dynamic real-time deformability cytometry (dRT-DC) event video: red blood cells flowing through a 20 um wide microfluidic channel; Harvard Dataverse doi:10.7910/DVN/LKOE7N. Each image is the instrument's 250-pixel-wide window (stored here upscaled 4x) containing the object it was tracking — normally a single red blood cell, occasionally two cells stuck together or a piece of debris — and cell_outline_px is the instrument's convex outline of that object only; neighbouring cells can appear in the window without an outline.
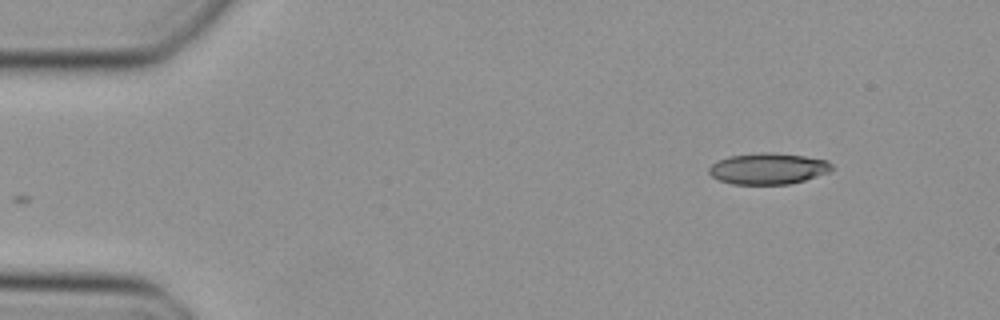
{"species": "Egyptian fruit bat (a non-hibernating species)", "species_latin": "Rousettus aegyptiacus", "temperature_condition": "cold", "stored_images_in_passage": 44, "camera_frame_rate_fps": 3000, "um_per_image_px": 0.085, "animal": {"sex": "female"}, "frame": {"image": 1, "passage_image": 1, "time_ms": 0.0, "image_size_px": [1000, 320], "cell_outline_px": [[832, 168], [828, 172], [804, 180], [788, 184], [732, 184], [720, 180], [712, 176], [708, 172], [708, 168], [716, 160], [728, 156], [764, 152], [772, 152], [804, 156], [828, 160], [832, 164]], "centroid_in_image_um": [65.26, 14.32], "position_along_channel_um": 19.7, "area_um2": 22.31}}
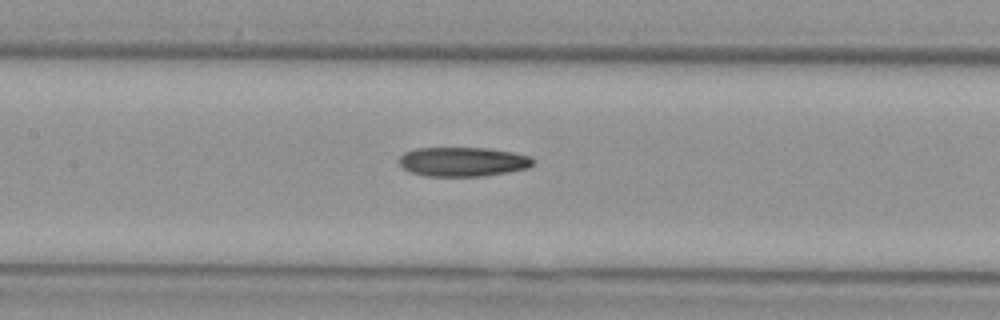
{"frame": {"image": 2, "passage_image": 18, "time_ms": 5.667, "image_size_px": [1000, 320], "cell_outline_px": [[532, 164], [528, 168], [508, 172], [484, 176], [424, 176], [408, 172], [396, 160], [404, 152], [416, 148], [488, 148], [512, 152], [528, 156], [532, 160]], "centroid_in_image_um": [39.27, 13.75], "position_along_channel_um": 168.1, "area_um2": 22.95}}
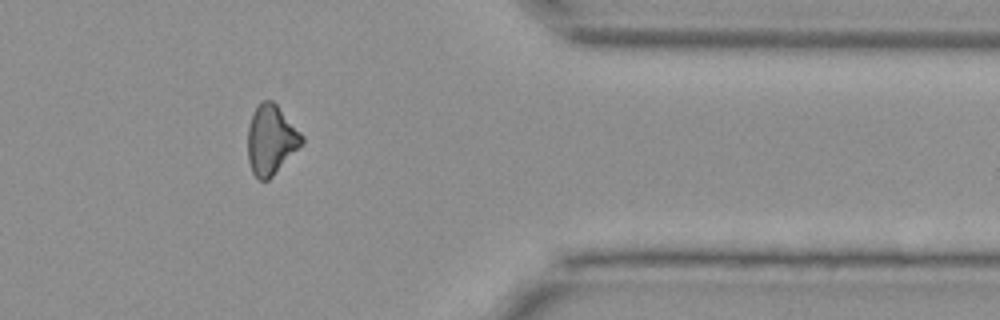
{"frame": {"image": 3, "passage_image": 35, "time_ms": 11.333, "image_size_px": [1000, 320], "cell_outline_px": [[304, 144], [268, 180], [260, 180], [252, 172], [248, 160], [248, 128], [252, 112], [260, 100], [272, 100], [276, 104], [304, 136]], "centroid_in_image_um": [23.04, 11.87], "position_along_channel_um": 388.4, "area_um2": 22.02}}